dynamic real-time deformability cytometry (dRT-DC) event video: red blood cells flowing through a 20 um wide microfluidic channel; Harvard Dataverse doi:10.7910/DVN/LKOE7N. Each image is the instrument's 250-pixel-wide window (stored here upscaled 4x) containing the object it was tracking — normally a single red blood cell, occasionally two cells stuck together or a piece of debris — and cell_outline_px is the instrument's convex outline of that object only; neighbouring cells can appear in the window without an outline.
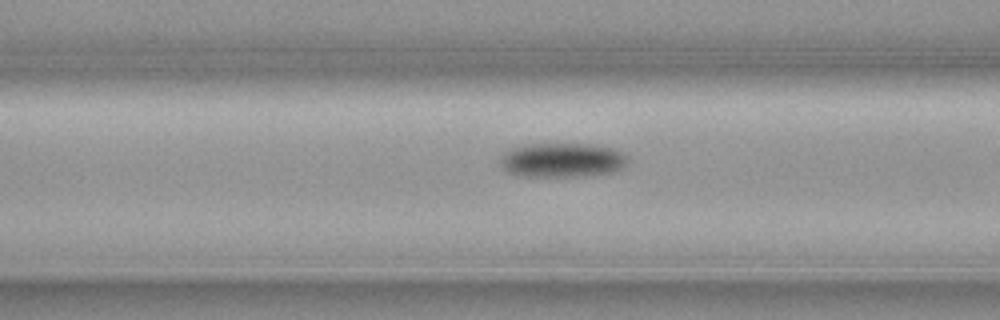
{"species": "common noctule bat (a hibernating species)", "species_latin": "Nyctalus noctula", "temperature_condition": "cold", "stored_images_in_passage": 13, "camera_frame_rate_fps": 3000, "um_per_image_px": 0.085, "animal": {"sex": "female", "body_mass_g": 19.3, "forearm_length_mm": 54.1}, "frame": {"image": 1, "passage_image": 11, "time_ms": 3.333, "image_size_px": [1000, 320], "cell_outline_px": [[628, 164], [624, 168], [612, 172], [580, 176], [516, 176], [508, 172], [500, 164], [500, 160], [504, 152], [512, 148], [524, 144], [592, 144], [616, 148], [624, 152], [628, 156]], "centroid_in_image_um": [47.83, 13.6], "position_along_channel_um": 118.8, "area_um2": 25.89}}